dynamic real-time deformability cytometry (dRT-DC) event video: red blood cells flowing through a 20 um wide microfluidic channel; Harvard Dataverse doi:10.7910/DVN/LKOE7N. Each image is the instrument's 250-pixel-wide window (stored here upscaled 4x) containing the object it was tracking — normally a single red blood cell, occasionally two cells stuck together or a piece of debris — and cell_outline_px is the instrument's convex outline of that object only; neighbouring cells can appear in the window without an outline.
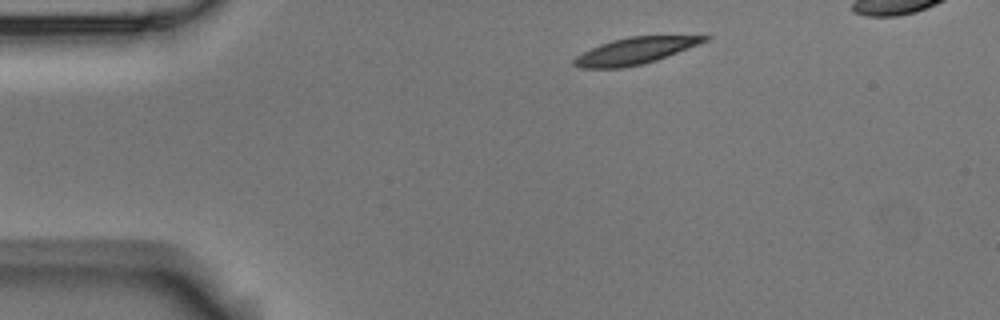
{"species": "Egyptian fruit bat (a non-hibernating species)", "species_latin": "Rousettus aegyptiacus", "temperature_condition": "room temperature", "stored_images_in_passage": 3, "camera_frame_rate_fps": 3000, "um_per_image_px": 0.085, "animal": {"sex": "male"}, "frame": {"image": 1, "passage_image": 1, "time_ms": 0.0, "image_size_px": [1000, 320], "cell_outline_px": [[712, 36], [708, 40], [700, 44], [656, 60], [644, 64], [624, 68], [580, 68], [572, 64], [572, 60], [576, 56], [600, 44], [612, 40], [628, 36]], "centroid_in_image_um": [53.95, 4.33], "position_along_channel_um": 31.0, "area_um2": 20.17}}